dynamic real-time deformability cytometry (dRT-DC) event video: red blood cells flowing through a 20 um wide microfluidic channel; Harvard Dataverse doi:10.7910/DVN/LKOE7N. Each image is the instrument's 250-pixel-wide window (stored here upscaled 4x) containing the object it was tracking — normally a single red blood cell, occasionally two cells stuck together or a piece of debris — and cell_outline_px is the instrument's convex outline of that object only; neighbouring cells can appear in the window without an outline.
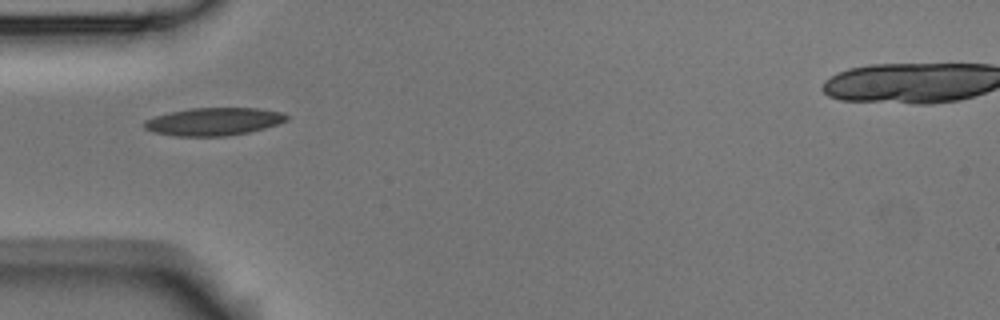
{"species": "Egyptian fruit bat (a non-hibernating species)", "species_latin": "Rousettus aegyptiacus", "temperature_condition": "room temperature", "stored_images_in_passage": 14, "camera_frame_rate_fps": 3000, "um_per_image_px": 0.085, "animal": {"sex": "male"}, "frame": {"image": 1, "passage_image": 1, "time_ms": 0.0, "image_size_px": [1000, 320], "cell_outline_px": [[288, 120], [264, 128], [248, 132], [224, 136], [176, 136], [152, 132], [144, 128], [144, 120], [168, 112], [192, 108], [260, 108], [284, 112], [288, 116]], "centroid_in_image_um": [18.16, 10.32], "position_along_channel_um": 66.8, "area_um2": 23.06}}
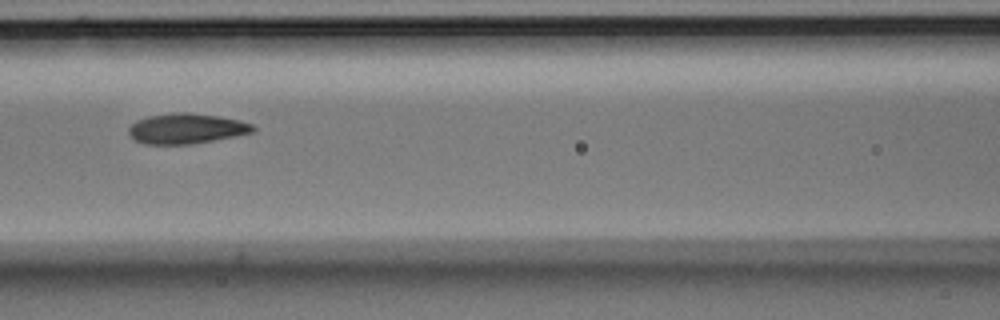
{"frame": {"image": 2, "passage_image": 8, "time_ms": 2.333, "image_size_px": [1000, 320], "cell_outline_px": [[256, 128], [252, 132], [236, 136], [188, 144], [144, 144], [136, 140], [128, 132], [128, 128], [136, 120], [148, 116], [172, 112], [188, 112], [220, 116], [240, 120], [252, 124]], "centroid_in_image_um": [15.84, 10.91], "position_along_channel_um": 150.8, "area_um2": 21.91}}
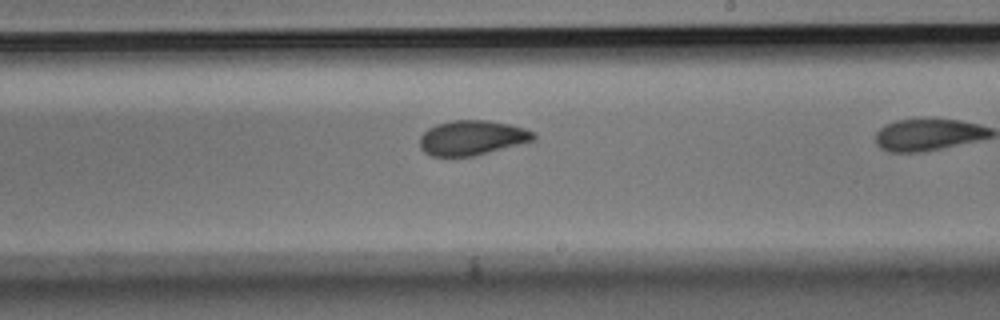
{"frame": {"image": 3, "passage_image": 13, "time_ms": 4.0, "image_size_px": [1000, 320], "cell_outline_px": [[536, 140], [472, 156], [432, 156], [424, 152], [420, 148], [420, 136], [428, 128], [436, 124], [452, 120], [488, 120], [508, 124], [524, 128], [536, 132]], "centroid_in_image_um": [40.13, 11.7], "position_along_channel_um": 248.9, "area_um2": 23.06}}